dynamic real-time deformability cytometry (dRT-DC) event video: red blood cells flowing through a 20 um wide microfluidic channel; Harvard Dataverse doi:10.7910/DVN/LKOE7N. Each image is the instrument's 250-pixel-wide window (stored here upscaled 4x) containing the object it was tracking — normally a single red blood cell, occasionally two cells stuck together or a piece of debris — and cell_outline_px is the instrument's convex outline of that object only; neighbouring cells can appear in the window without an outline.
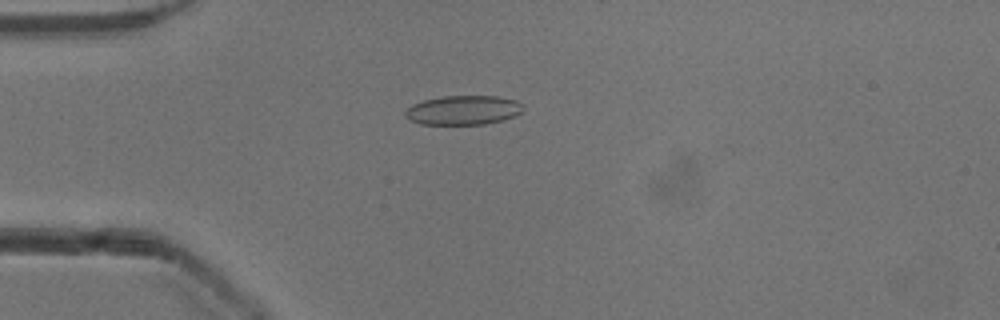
{"species": "common noctule bat (a hibernating species)", "species_latin": "Nyctalus noctula", "temperature_condition": "cold", "stored_images_in_passage": 51, "camera_frame_rate_fps": 3000, "um_per_image_px": 0.085, "animal": {"sex": "male", "body_mass_g": 13.3}, "frame": {"image": 1, "passage_image": 14, "time_ms": 4.333, "image_size_px": [1000, 320], "cell_outline_px": [[524, 108], [516, 116], [504, 120], [484, 124], [420, 124], [408, 120], [404, 116], [404, 112], [412, 104], [424, 100], [444, 96], [496, 96], [516, 100], [524, 104]], "centroid_in_image_um": [39.38, 9.36], "position_along_channel_um": 45.6, "area_um2": 20.29}}
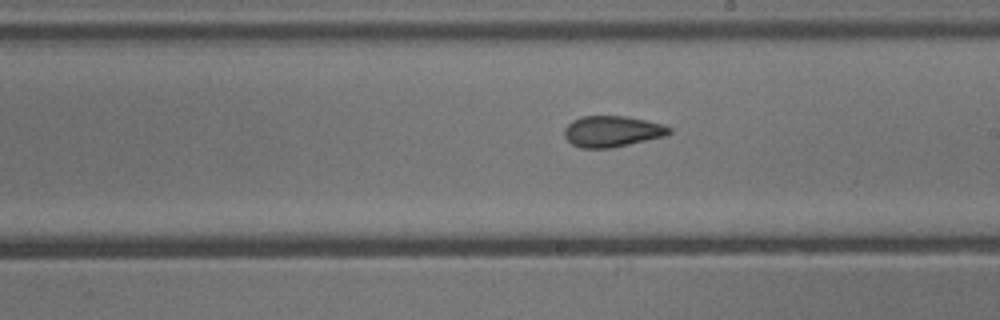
{"frame": {"image": 2, "passage_image": 30, "time_ms": 9.667, "image_size_px": [1000, 320], "cell_outline_px": [[672, 132], [664, 136], [612, 148], [580, 148], [572, 144], [564, 136], [564, 128], [572, 120], [580, 116], [624, 116], [664, 124], [672, 128]], "centroid_in_image_um": [52.02, 11.16], "position_along_channel_um": 237.0, "area_um2": 19.02}}
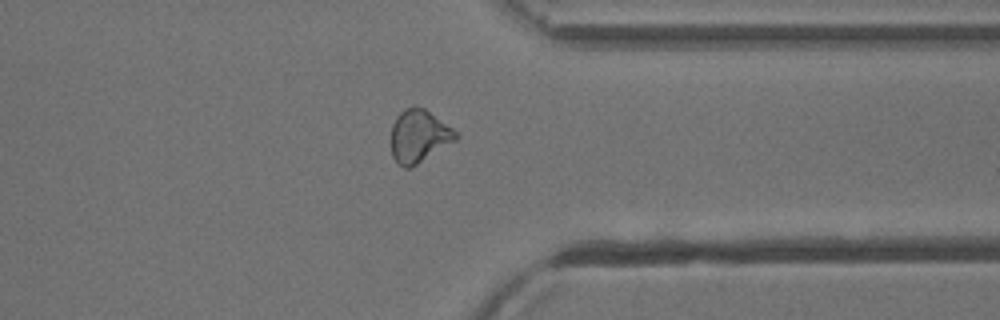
{"frame": {"image": 3, "passage_image": 41, "time_ms": 13.333, "image_size_px": [1000, 320], "cell_outline_px": [[460, 136], [456, 140], [412, 168], [404, 168], [392, 156], [388, 140], [392, 124], [396, 116], [404, 108], [412, 104], [424, 108], [452, 128]], "centroid_in_image_um": [35.55, 11.56], "position_along_channel_um": 375.9, "area_um2": 20.4}, "authors_computed_cell_mechanics": {"area_um2": 19.8254, "velocity_mm_per_s": 3.9136, "shape_relaxation_time_tau1_ms": null, "shape_relaxation_time_tau2_ms": 2.3366, "deformation_change_tau1": null, "deformation_change_tau2": 0.0811}}